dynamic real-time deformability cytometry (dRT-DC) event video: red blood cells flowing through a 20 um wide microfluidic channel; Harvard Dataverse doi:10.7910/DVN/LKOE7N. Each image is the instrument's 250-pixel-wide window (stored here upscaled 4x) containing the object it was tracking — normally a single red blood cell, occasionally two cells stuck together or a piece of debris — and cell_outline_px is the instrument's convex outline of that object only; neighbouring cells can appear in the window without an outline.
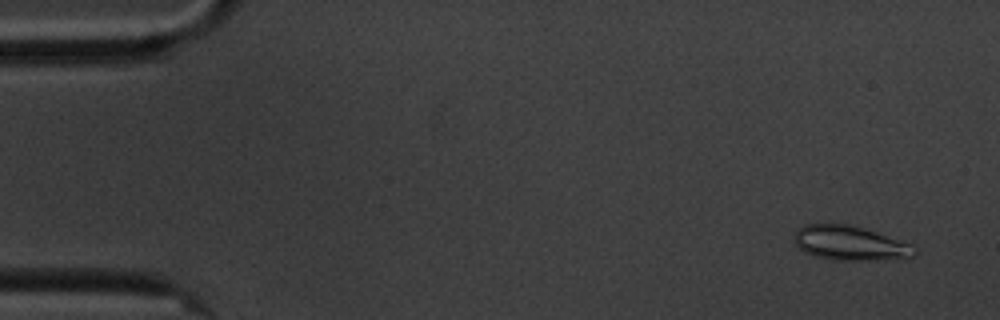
{"species": "common noctule bat (a hibernating species)", "species_latin": "Nyctalus noctula", "temperature_condition": "cold", "stored_images_in_passage": 4, "camera_frame_rate_fps": 3000, "um_per_image_px": 0.085, "animal": {"sex": "male", "body_mass_g": 20.1, "forearm_length_mm": 53.5}, "frame": {"image": 1, "passage_image": 1, "time_ms": 0.0, "image_size_px": [1000, 320], "cell_outline_px": [[916, 252], [912, 256], [872, 260], [832, 260], [812, 256], [804, 252], [796, 244], [792, 236], [796, 228], [804, 224], [848, 224], [864, 228], [912, 244], [916, 248]], "centroid_in_image_um": [72.17, 20.66], "position_along_channel_um": 12.8, "area_um2": 24.22}}